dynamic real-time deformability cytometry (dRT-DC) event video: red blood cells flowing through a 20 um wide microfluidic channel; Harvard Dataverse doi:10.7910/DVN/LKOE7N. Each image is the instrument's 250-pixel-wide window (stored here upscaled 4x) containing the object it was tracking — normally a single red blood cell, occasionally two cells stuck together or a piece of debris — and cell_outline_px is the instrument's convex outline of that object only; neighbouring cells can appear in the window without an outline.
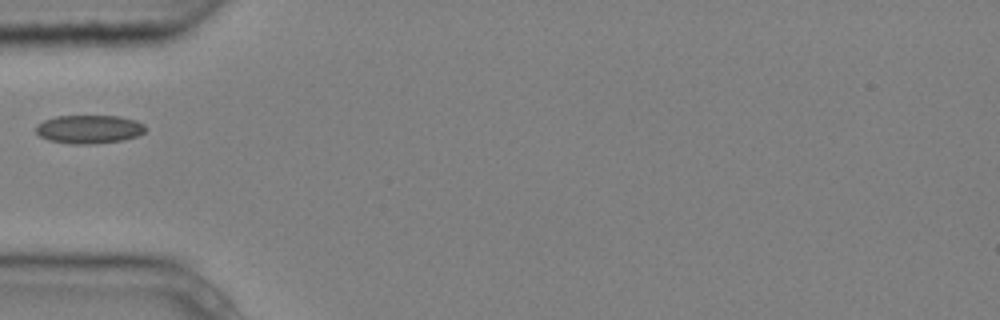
{"species": "common noctule bat (a hibernating species)", "species_latin": "Nyctalus noctula", "temperature_condition": "cold", "stored_images_in_passage": 5, "camera_frame_rate_fps": 3000, "um_per_image_px": 0.085, "animal": {"sex": "male", "body_mass_g": 20.4}, "frame": {"image": 1, "passage_image": 5, "time_ms": 1.333, "image_size_px": [1000, 320], "cell_outline_px": [[148, 128], [144, 132], [136, 136], [124, 140], [92, 144], [72, 144], [48, 140], [40, 136], [36, 132], [36, 124], [44, 120], [56, 116], [120, 116], [136, 120], [144, 124]], "centroid_in_image_um": [7.59, 10.98], "position_along_channel_um": 77.4, "area_um2": 18.32}}